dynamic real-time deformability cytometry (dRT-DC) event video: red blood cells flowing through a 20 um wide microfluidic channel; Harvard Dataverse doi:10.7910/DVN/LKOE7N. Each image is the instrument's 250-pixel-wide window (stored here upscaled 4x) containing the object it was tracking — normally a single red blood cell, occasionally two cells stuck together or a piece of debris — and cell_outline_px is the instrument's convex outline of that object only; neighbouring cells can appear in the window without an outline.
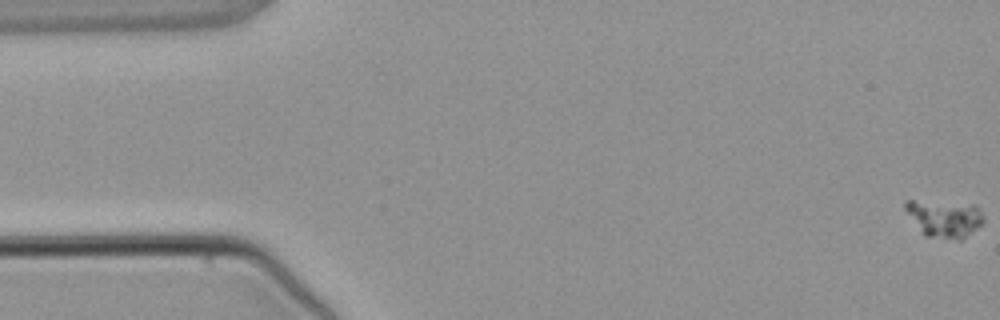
{"species": "common noctule bat (a hibernating species)", "species_latin": "Nyctalus noctula", "temperature_condition": "warm", "stored_images_in_passage": 2, "camera_frame_rate_fps": 3000, "um_per_image_px": 0.085, "animal": {"sex": "male", "body_mass_g": 21.5, "forearm_length_mm": 52.0}, "frame": {"image": 1, "passage_image": 1, "time_ms": 0.0, "image_size_px": [1000, 320], "cell_outline_px": [[984, 224], [960, 240], [956, 240], [924, 236], [904, 208], [904, 200], [912, 200], [972, 204], [984, 216]], "centroid_in_image_um": [80.28, 18.58], "position_along_channel_um": 4.7, "area_um2": 16.94}}